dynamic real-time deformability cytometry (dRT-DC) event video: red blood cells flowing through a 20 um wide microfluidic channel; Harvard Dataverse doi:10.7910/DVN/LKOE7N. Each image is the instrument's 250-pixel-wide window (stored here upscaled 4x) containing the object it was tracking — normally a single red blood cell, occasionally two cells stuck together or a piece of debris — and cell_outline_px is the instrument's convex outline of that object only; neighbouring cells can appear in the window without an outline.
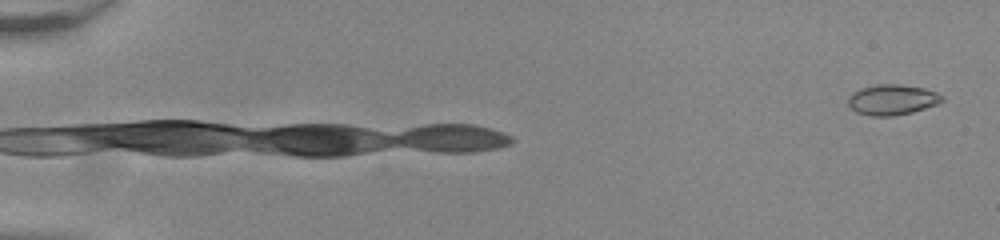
{"species": "common noctule bat (a hibernating species)", "species_latin": "Nyctalus noctula", "temperature_condition": "room temperature", "stored_images_in_passage": 40, "camera_frame_rate_fps": 3000, "um_per_image_px": 0.085, "animal": {"sex": "male", "body_mass_g": 20.0, "forearm_length_mm": 53.3}, "frame": {"image": 1, "passage_image": 1, "time_ms": 0.0, "image_size_px": [1000, 240], "cell_outline_px": [[944, 100], [936, 104], [912, 112], [892, 116], [872, 116], [856, 112], [848, 104], [848, 96], [852, 92], [860, 88], [876, 84], [896, 84], [924, 88], [936, 92], [944, 96]], "centroid_in_image_um": [75.81, 8.47], "position_along_channel_um": 9.2, "area_um2": 16.65}}
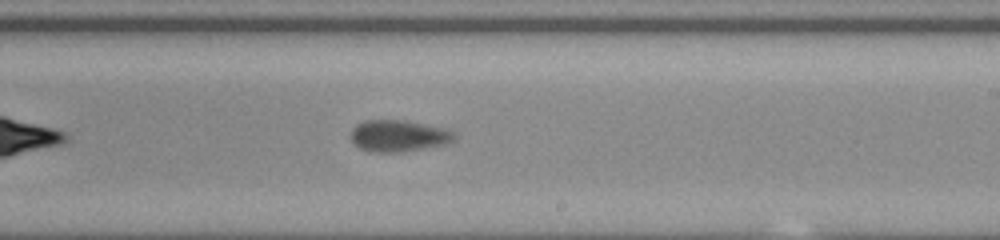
{"frame": {"image": 2, "passage_image": 20, "time_ms": 6.333, "image_size_px": [1000, 240], "cell_outline_px": [[456, 136], [452, 140], [444, 144], [396, 152], [380, 152], [360, 148], [352, 140], [352, 128], [356, 124], [364, 120], [408, 120], [444, 128], [456, 132]], "centroid_in_image_um": [33.88, 11.51], "position_along_channel_um": 255.1, "area_um2": 18.73}}
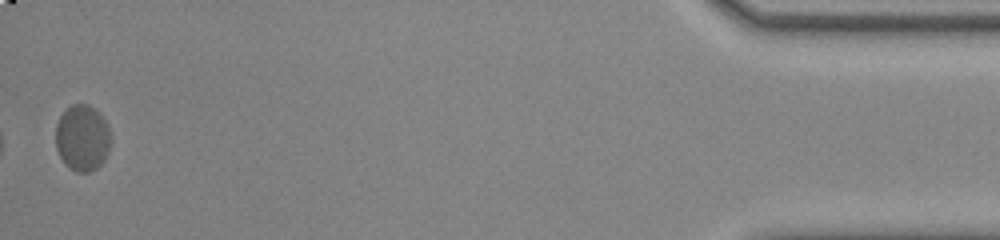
{"frame": {"image": 3, "passage_image": 40, "time_ms": 13.0, "image_size_px": [1000, 240], "cell_outline_px": [[112, 140], [108, 152], [104, 160], [96, 168], [88, 172], [76, 172], [68, 168], [64, 164], [56, 148], [56, 124], [60, 116], [72, 104], [88, 104], [96, 108], [100, 112], [108, 128]], "centroid_in_image_um": [7.01, 11.73], "position_along_channel_um": 428.2, "area_um2": 21.44}, "authors_computed_cell_mechanics": {"area_um2": 19.3341, "velocity_mm_per_s": 3.7952, "shape_relaxation_time_tau1_ms": 4.1074, "shape_relaxation_time_tau2_ms": 0.9487, "deformation_change_tau1": 0.1018, "deformation_change_tau2": 0.0378}}